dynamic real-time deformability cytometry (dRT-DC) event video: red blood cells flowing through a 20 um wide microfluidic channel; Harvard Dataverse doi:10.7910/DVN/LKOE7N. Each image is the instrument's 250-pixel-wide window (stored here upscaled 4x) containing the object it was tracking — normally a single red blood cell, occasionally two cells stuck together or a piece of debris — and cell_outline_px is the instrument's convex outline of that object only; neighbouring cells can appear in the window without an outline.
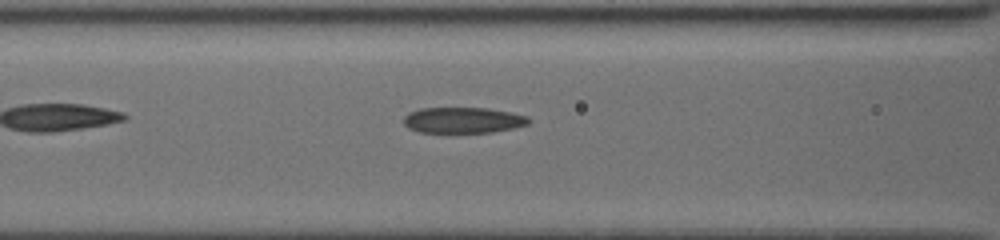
{"species": "common noctule bat (a hibernating species)", "species_latin": "Nyctalus noctula", "temperature_condition": "cold", "stored_images_in_passage": 6, "camera_frame_rate_fps": 3000, "um_per_image_px": 0.085, "animal": {"sex": "female", "body_mass_g": 19.5, "forearm_length_mm": 54.1}, "frame": {"image": 1, "passage_image": 4, "time_ms": 1.0, "image_size_px": [1000, 240], "cell_outline_px": [[532, 120], [528, 124], [512, 128], [492, 132], [420, 132], [408, 128], [404, 124], [404, 116], [408, 112], [420, 108], [488, 108], [512, 112], [528, 116]], "centroid_in_image_um": [39.37, 10.2], "position_along_channel_um": 127.2, "area_um2": 18.9}}